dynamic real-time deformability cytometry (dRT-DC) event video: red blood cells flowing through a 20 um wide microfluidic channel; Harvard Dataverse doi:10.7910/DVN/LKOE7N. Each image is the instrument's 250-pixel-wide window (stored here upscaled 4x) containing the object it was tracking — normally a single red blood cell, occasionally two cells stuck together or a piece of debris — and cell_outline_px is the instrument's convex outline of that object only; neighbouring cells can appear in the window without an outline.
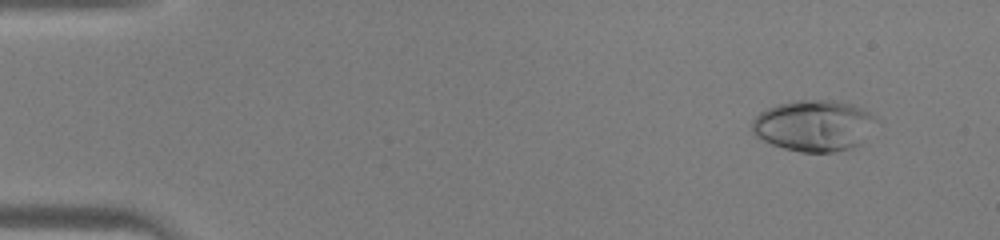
{"species": "human", "species_latin": "Homo sapiens", "temperature_condition": "warm", "stored_images_in_passage": 45, "camera_frame_rate_fps": 3000, "um_per_image_px": 0.085, "donor": {"sex": "male"}, "frame": {"image": 1, "passage_image": 4, "time_ms": 1.0, "image_size_px": [1000, 240], "cell_outline_px": [[876, 120], [864, 140], [860, 144], [852, 148], [832, 152], [800, 152], [784, 148], [772, 144], [756, 136], [752, 132], [752, 120], [760, 112], [768, 108], [780, 104], [796, 100], [832, 100], [852, 104], [868, 112]], "centroid_in_image_um": [69.15, 10.68], "position_along_channel_um": 15.8, "area_um2": 36.7}}
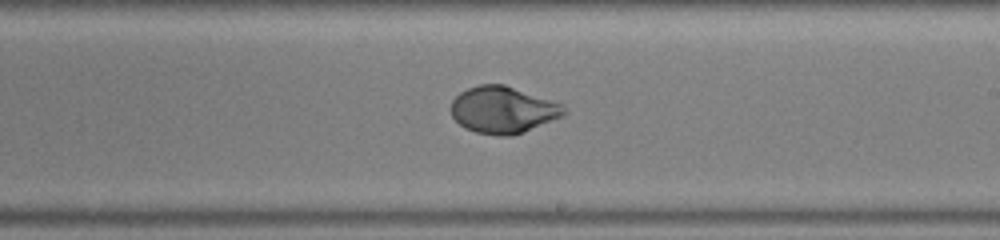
{"frame": {"image": 2, "passage_image": 27, "time_ms": 8.667, "image_size_px": [1000, 240], "cell_outline_px": [[568, 112], [564, 116], [524, 132], [512, 136], [496, 136], [476, 132], [464, 128], [452, 116], [452, 100], [460, 92], [468, 88], [480, 84], [504, 84], [564, 104]], "centroid_in_image_um": [42.79, 9.34], "position_along_channel_um": 246.2, "area_um2": 31.04}}
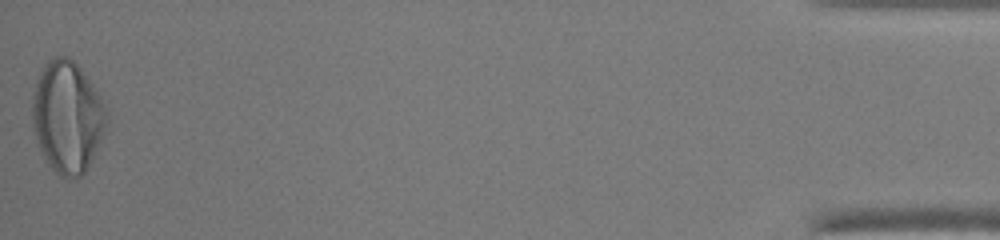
{"frame": {"image": 3, "passage_image": 45, "time_ms": 14.667, "image_size_px": [1000, 240], "cell_outline_px": [[108, 116], [104, 136], [84, 172], [80, 176], [68, 180], [60, 176], [44, 160], [36, 140], [32, 124], [32, 96], [36, 80], [44, 64], [48, 60], [56, 56], [68, 56], [80, 68], [92, 84], [108, 108]], "centroid_in_image_um": [5.72, 9.95], "position_along_channel_um": 429.5, "area_um2": 48.78}}